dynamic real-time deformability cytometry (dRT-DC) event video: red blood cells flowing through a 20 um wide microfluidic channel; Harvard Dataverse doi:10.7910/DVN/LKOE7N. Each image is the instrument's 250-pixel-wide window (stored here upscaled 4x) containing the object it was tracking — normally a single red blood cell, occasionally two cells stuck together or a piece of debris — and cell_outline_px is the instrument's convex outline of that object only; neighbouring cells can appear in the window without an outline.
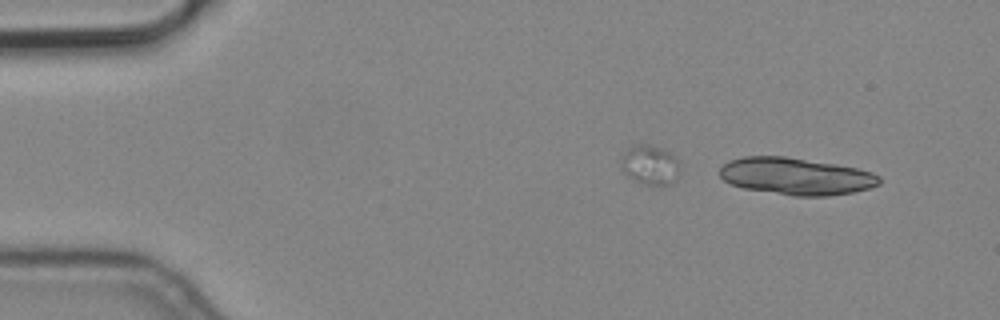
{"species": "common noctule bat (a hibernating species)", "species_latin": "Nyctalus noctula", "temperature_condition": "cold", "stored_images_in_passage": 4, "camera_frame_rate_fps": 3000, "um_per_image_px": 0.085, "animal": {"sex": "male", "body_mass_g": 19.2, "forearm_length_mm": 51.8}, "frame": {"image": 1, "passage_image": 1, "time_ms": 0.0, "image_size_px": [1000, 320], "cell_outline_px": [[880, 184], [868, 188], [852, 192], [828, 196], [792, 196], [744, 188], [732, 184], [724, 180], [720, 176], [720, 168], [728, 160], [744, 156], [784, 156], [836, 164], [856, 168], [872, 172], [880, 176]], "centroid_in_image_um": [67.65, 14.98], "position_along_channel_um": 17.3, "area_um2": 34.45}}
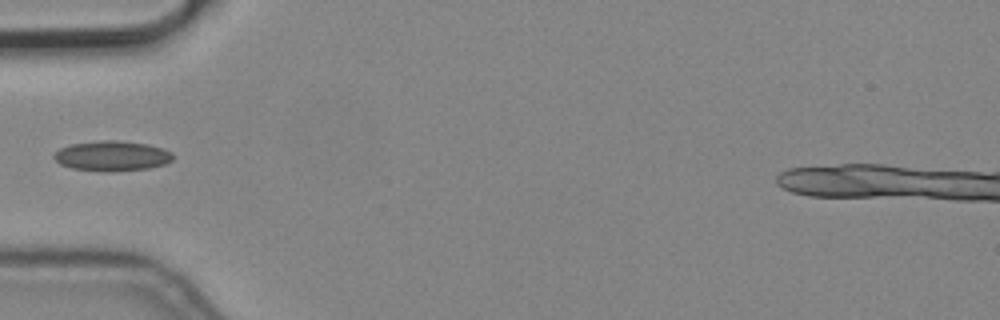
{"frame": {"image": 2, "passage_image": 4, "time_ms": 1.0, "image_size_px": [1000, 320], "cell_outline_px": [[172, 160], [164, 164], [148, 168], [104, 172], [72, 168], [60, 164], [52, 156], [60, 148], [68, 144], [100, 140], [116, 140], [148, 144], [172, 152]], "centroid_in_image_um": [9.48, 13.24], "position_along_channel_um": 75.5, "area_um2": 20.81}}